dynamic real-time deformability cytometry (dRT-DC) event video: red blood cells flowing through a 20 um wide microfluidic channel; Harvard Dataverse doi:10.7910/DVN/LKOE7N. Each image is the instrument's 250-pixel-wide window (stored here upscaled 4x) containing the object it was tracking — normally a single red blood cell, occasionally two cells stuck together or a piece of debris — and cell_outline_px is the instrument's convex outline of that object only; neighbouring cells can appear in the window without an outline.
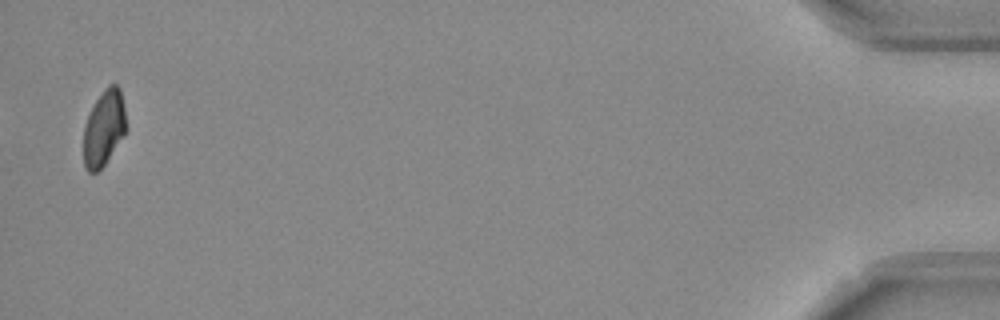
{"species": "Egyptian fruit bat (a non-hibernating species)", "species_latin": "Rousettus aegyptiacus", "temperature_condition": "room temperature", "stored_images_in_passage": 14, "camera_frame_rate_fps": 3000, "um_per_image_px": 0.085, "frame": {"image": 1, "passage_image": 14, "time_ms": 4.333, "image_size_px": [1000, 320], "cell_outline_px": [[128, 128], [104, 164], [96, 172], [88, 172], [84, 168], [84, 124], [96, 100], [104, 88], [108, 84], [116, 84], [120, 88]], "centroid_in_image_um": [8.84, 10.86], "position_along_channel_um": 426.4, "area_um2": 18.67}}